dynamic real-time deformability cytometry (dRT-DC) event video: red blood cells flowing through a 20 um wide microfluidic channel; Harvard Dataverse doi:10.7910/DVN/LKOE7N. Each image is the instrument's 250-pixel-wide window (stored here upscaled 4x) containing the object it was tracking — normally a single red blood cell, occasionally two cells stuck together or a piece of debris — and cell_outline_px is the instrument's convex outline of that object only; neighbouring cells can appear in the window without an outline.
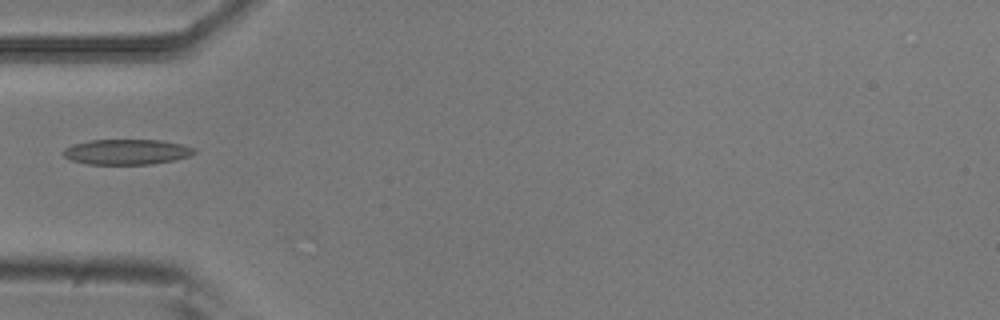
{"species": "common noctule bat (a hibernating species)", "species_latin": "Nyctalus noctula", "temperature_condition": "room temperature", "stored_images_in_passage": 5, "camera_frame_rate_fps": 3000, "um_per_image_px": 0.085, "animal": {"sex": "male", "body_mass_g": 20.5, "forearm_length_mm": 52.5}, "frame": {"image": 1, "passage_image": 5, "time_ms": 1.333, "image_size_px": [1000, 320], "cell_outline_px": [[196, 152], [192, 156], [152, 164], [88, 164], [72, 160], [64, 156], [60, 152], [64, 148], [72, 144], [88, 140], [160, 140], [184, 144], [196, 148]], "centroid_in_image_um": [10.78, 12.9], "position_along_channel_um": 74.2, "area_um2": 19.54}}